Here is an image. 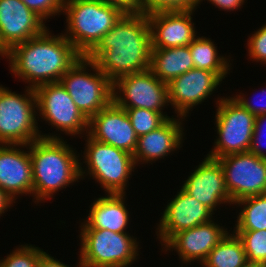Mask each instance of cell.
Masks as SVG:
<instances>
[{
	"mask_svg": "<svg viewBox=\"0 0 266 267\" xmlns=\"http://www.w3.org/2000/svg\"><path fill=\"white\" fill-rule=\"evenodd\" d=\"M107 4H111L121 8L126 13L139 12L140 0H101Z\"/></svg>",
	"mask_w": 266,
	"mask_h": 267,
	"instance_id": "obj_33",
	"label": "cell"
},
{
	"mask_svg": "<svg viewBox=\"0 0 266 267\" xmlns=\"http://www.w3.org/2000/svg\"><path fill=\"white\" fill-rule=\"evenodd\" d=\"M194 68L189 45L174 48H152L150 69L164 83Z\"/></svg>",
	"mask_w": 266,
	"mask_h": 267,
	"instance_id": "obj_23",
	"label": "cell"
},
{
	"mask_svg": "<svg viewBox=\"0 0 266 267\" xmlns=\"http://www.w3.org/2000/svg\"><path fill=\"white\" fill-rule=\"evenodd\" d=\"M210 39L196 37L190 44L189 50L194 63V68L212 71L222 79L228 74L230 65L227 59L219 57L217 48Z\"/></svg>",
	"mask_w": 266,
	"mask_h": 267,
	"instance_id": "obj_25",
	"label": "cell"
},
{
	"mask_svg": "<svg viewBox=\"0 0 266 267\" xmlns=\"http://www.w3.org/2000/svg\"><path fill=\"white\" fill-rule=\"evenodd\" d=\"M227 233L226 230L211 220L188 230L180 231L161 245H165L166 251L174 248L184 263L194 260L203 262L209 252Z\"/></svg>",
	"mask_w": 266,
	"mask_h": 267,
	"instance_id": "obj_19",
	"label": "cell"
},
{
	"mask_svg": "<svg viewBox=\"0 0 266 267\" xmlns=\"http://www.w3.org/2000/svg\"><path fill=\"white\" fill-rule=\"evenodd\" d=\"M192 11L157 12L148 15L152 48L189 45L196 36Z\"/></svg>",
	"mask_w": 266,
	"mask_h": 267,
	"instance_id": "obj_18",
	"label": "cell"
},
{
	"mask_svg": "<svg viewBox=\"0 0 266 267\" xmlns=\"http://www.w3.org/2000/svg\"><path fill=\"white\" fill-rule=\"evenodd\" d=\"M0 261V267H37L39 255L43 252L32 245H21Z\"/></svg>",
	"mask_w": 266,
	"mask_h": 267,
	"instance_id": "obj_30",
	"label": "cell"
},
{
	"mask_svg": "<svg viewBox=\"0 0 266 267\" xmlns=\"http://www.w3.org/2000/svg\"><path fill=\"white\" fill-rule=\"evenodd\" d=\"M241 240L248 262L266 264V230L235 231Z\"/></svg>",
	"mask_w": 266,
	"mask_h": 267,
	"instance_id": "obj_28",
	"label": "cell"
},
{
	"mask_svg": "<svg viewBox=\"0 0 266 267\" xmlns=\"http://www.w3.org/2000/svg\"><path fill=\"white\" fill-rule=\"evenodd\" d=\"M0 55L1 56H6V58H8L9 56V49L4 45L3 41L1 40L0 37Z\"/></svg>",
	"mask_w": 266,
	"mask_h": 267,
	"instance_id": "obj_40",
	"label": "cell"
},
{
	"mask_svg": "<svg viewBox=\"0 0 266 267\" xmlns=\"http://www.w3.org/2000/svg\"><path fill=\"white\" fill-rule=\"evenodd\" d=\"M222 78L212 71L193 68L167 84L168 103L177 111V117H186L190 108L201 104L220 84Z\"/></svg>",
	"mask_w": 266,
	"mask_h": 267,
	"instance_id": "obj_14",
	"label": "cell"
},
{
	"mask_svg": "<svg viewBox=\"0 0 266 267\" xmlns=\"http://www.w3.org/2000/svg\"><path fill=\"white\" fill-rule=\"evenodd\" d=\"M124 194H108L98 198L91 205L88 219L81 228L108 229L116 233H126L129 212L124 205Z\"/></svg>",
	"mask_w": 266,
	"mask_h": 267,
	"instance_id": "obj_22",
	"label": "cell"
},
{
	"mask_svg": "<svg viewBox=\"0 0 266 267\" xmlns=\"http://www.w3.org/2000/svg\"><path fill=\"white\" fill-rule=\"evenodd\" d=\"M201 0H140L139 12L146 16L157 12L192 11Z\"/></svg>",
	"mask_w": 266,
	"mask_h": 267,
	"instance_id": "obj_29",
	"label": "cell"
},
{
	"mask_svg": "<svg viewBox=\"0 0 266 267\" xmlns=\"http://www.w3.org/2000/svg\"><path fill=\"white\" fill-rule=\"evenodd\" d=\"M261 137H263V135H252V141L249 152L256 155L257 157L266 160V154H265L266 152H264L263 151L264 149L261 148V139H260Z\"/></svg>",
	"mask_w": 266,
	"mask_h": 267,
	"instance_id": "obj_37",
	"label": "cell"
},
{
	"mask_svg": "<svg viewBox=\"0 0 266 267\" xmlns=\"http://www.w3.org/2000/svg\"><path fill=\"white\" fill-rule=\"evenodd\" d=\"M79 267H127L138 256L136 239L108 229L81 228Z\"/></svg>",
	"mask_w": 266,
	"mask_h": 267,
	"instance_id": "obj_6",
	"label": "cell"
},
{
	"mask_svg": "<svg viewBox=\"0 0 266 267\" xmlns=\"http://www.w3.org/2000/svg\"><path fill=\"white\" fill-rule=\"evenodd\" d=\"M160 220L159 238L166 243L174 234L211 221L212 211L183 188L168 203Z\"/></svg>",
	"mask_w": 266,
	"mask_h": 267,
	"instance_id": "obj_16",
	"label": "cell"
},
{
	"mask_svg": "<svg viewBox=\"0 0 266 267\" xmlns=\"http://www.w3.org/2000/svg\"><path fill=\"white\" fill-rule=\"evenodd\" d=\"M113 101L121 108H142L163 113L162 107L168 103L167 83L159 80L150 68L125 75L113 83Z\"/></svg>",
	"mask_w": 266,
	"mask_h": 267,
	"instance_id": "obj_12",
	"label": "cell"
},
{
	"mask_svg": "<svg viewBox=\"0 0 266 267\" xmlns=\"http://www.w3.org/2000/svg\"><path fill=\"white\" fill-rule=\"evenodd\" d=\"M182 123L178 119L168 118L161 126L138 137L133 154L135 163L138 161H156L179 148L182 142Z\"/></svg>",
	"mask_w": 266,
	"mask_h": 267,
	"instance_id": "obj_21",
	"label": "cell"
},
{
	"mask_svg": "<svg viewBox=\"0 0 266 267\" xmlns=\"http://www.w3.org/2000/svg\"><path fill=\"white\" fill-rule=\"evenodd\" d=\"M46 29L43 19L22 0H0V37L9 50Z\"/></svg>",
	"mask_w": 266,
	"mask_h": 267,
	"instance_id": "obj_15",
	"label": "cell"
},
{
	"mask_svg": "<svg viewBox=\"0 0 266 267\" xmlns=\"http://www.w3.org/2000/svg\"><path fill=\"white\" fill-rule=\"evenodd\" d=\"M246 262L247 255L241 240L235 233H227L201 264L204 267H242Z\"/></svg>",
	"mask_w": 266,
	"mask_h": 267,
	"instance_id": "obj_24",
	"label": "cell"
},
{
	"mask_svg": "<svg viewBox=\"0 0 266 267\" xmlns=\"http://www.w3.org/2000/svg\"><path fill=\"white\" fill-rule=\"evenodd\" d=\"M136 135L139 137L141 135L147 134L154 129L161 126L168 118L167 115L161 112H156L152 110L142 109V108H124Z\"/></svg>",
	"mask_w": 266,
	"mask_h": 267,
	"instance_id": "obj_27",
	"label": "cell"
},
{
	"mask_svg": "<svg viewBox=\"0 0 266 267\" xmlns=\"http://www.w3.org/2000/svg\"><path fill=\"white\" fill-rule=\"evenodd\" d=\"M29 9L43 20L63 11L64 0H22Z\"/></svg>",
	"mask_w": 266,
	"mask_h": 267,
	"instance_id": "obj_31",
	"label": "cell"
},
{
	"mask_svg": "<svg viewBox=\"0 0 266 267\" xmlns=\"http://www.w3.org/2000/svg\"><path fill=\"white\" fill-rule=\"evenodd\" d=\"M232 204L266 193V160L248 152L218 158Z\"/></svg>",
	"mask_w": 266,
	"mask_h": 267,
	"instance_id": "obj_10",
	"label": "cell"
},
{
	"mask_svg": "<svg viewBox=\"0 0 266 267\" xmlns=\"http://www.w3.org/2000/svg\"><path fill=\"white\" fill-rule=\"evenodd\" d=\"M63 12L68 23L64 36L82 56H87L126 13L101 0H64Z\"/></svg>",
	"mask_w": 266,
	"mask_h": 267,
	"instance_id": "obj_4",
	"label": "cell"
},
{
	"mask_svg": "<svg viewBox=\"0 0 266 267\" xmlns=\"http://www.w3.org/2000/svg\"><path fill=\"white\" fill-rule=\"evenodd\" d=\"M266 121V114H260L255 117V125H254V130H253V135H262L263 132V124ZM266 123V122H265ZM266 131V130H264ZM264 135V133H263Z\"/></svg>",
	"mask_w": 266,
	"mask_h": 267,
	"instance_id": "obj_39",
	"label": "cell"
},
{
	"mask_svg": "<svg viewBox=\"0 0 266 267\" xmlns=\"http://www.w3.org/2000/svg\"><path fill=\"white\" fill-rule=\"evenodd\" d=\"M248 42L249 56L253 60L266 64V25L258 29V31L249 38Z\"/></svg>",
	"mask_w": 266,
	"mask_h": 267,
	"instance_id": "obj_32",
	"label": "cell"
},
{
	"mask_svg": "<svg viewBox=\"0 0 266 267\" xmlns=\"http://www.w3.org/2000/svg\"><path fill=\"white\" fill-rule=\"evenodd\" d=\"M86 66L96 73L85 72ZM60 82L88 120L113 101V83L87 56L78 59Z\"/></svg>",
	"mask_w": 266,
	"mask_h": 267,
	"instance_id": "obj_5",
	"label": "cell"
},
{
	"mask_svg": "<svg viewBox=\"0 0 266 267\" xmlns=\"http://www.w3.org/2000/svg\"><path fill=\"white\" fill-rule=\"evenodd\" d=\"M14 200L0 188V216L4 211L7 210L8 207L11 206Z\"/></svg>",
	"mask_w": 266,
	"mask_h": 267,
	"instance_id": "obj_38",
	"label": "cell"
},
{
	"mask_svg": "<svg viewBox=\"0 0 266 267\" xmlns=\"http://www.w3.org/2000/svg\"><path fill=\"white\" fill-rule=\"evenodd\" d=\"M216 127L219 135L207 156L221 158L248 152L255 125V115L243 108L233 97L217 101Z\"/></svg>",
	"mask_w": 266,
	"mask_h": 267,
	"instance_id": "obj_8",
	"label": "cell"
},
{
	"mask_svg": "<svg viewBox=\"0 0 266 267\" xmlns=\"http://www.w3.org/2000/svg\"><path fill=\"white\" fill-rule=\"evenodd\" d=\"M242 267H266L265 263L260 262H246Z\"/></svg>",
	"mask_w": 266,
	"mask_h": 267,
	"instance_id": "obj_41",
	"label": "cell"
},
{
	"mask_svg": "<svg viewBox=\"0 0 266 267\" xmlns=\"http://www.w3.org/2000/svg\"><path fill=\"white\" fill-rule=\"evenodd\" d=\"M262 93L264 94L265 91L264 89L262 90ZM266 95V94H264ZM238 96V97H237ZM234 99L245 109H247L250 113H252L253 115L257 116L260 114H266V103L263 106H258V105H252L248 100L245 99V97L240 96V95H236V98L234 97ZM257 104V103H256Z\"/></svg>",
	"mask_w": 266,
	"mask_h": 267,
	"instance_id": "obj_34",
	"label": "cell"
},
{
	"mask_svg": "<svg viewBox=\"0 0 266 267\" xmlns=\"http://www.w3.org/2000/svg\"><path fill=\"white\" fill-rule=\"evenodd\" d=\"M202 1V0H201ZM215 6L223 10L233 11L239 9L238 7L242 6L244 0H208Z\"/></svg>",
	"mask_w": 266,
	"mask_h": 267,
	"instance_id": "obj_36",
	"label": "cell"
},
{
	"mask_svg": "<svg viewBox=\"0 0 266 267\" xmlns=\"http://www.w3.org/2000/svg\"><path fill=\"white\" fill-rule=\"evenodd\" d=\"M87 136L84 157L88 173L102 184L108 194H125L129 175L136 166L133 155Z\"/></svg>",
	"mask_w": 266,
	"mask_h": 267,
	"instance_id": "obj_9",
	"label": "cell"
},
{
	"mask_svg": "<svg viewBox=\"0 0 266 267\" xmlns=\"http://www.w3.org/2000/svg\"><path fill=\"white\" fill-rule=\"evenodd\" d=\"M41 35L13 46L9 50L10 70L29 87L60 81L61 77L82 57L71 42L62 35Z\"/></svg>",
	"mask_w": 266,
	"mask_h": 267,
	"instance_id": "obj_2",
	"label": "cell"
},
{
	"mask_svg": "<svg viewBox=\"0 0 266 267\" xmlns=\"http://www.w3.org/2000/svg\"><path fill=\"white\" fill-rule=\"evenodd\" d=\"M34 91L40 116L58 131L60 129L75 136L88 130L89 120L77 108L60 81L40 85Z\"/></svg>",
	"mask_w": 266,
	"mask_h": 267,
	"instance_id": "obj_11",
	"label": "cell"
},
{
	"mask_svg": "<svg viewBox=\"0 0 266 267\" xmlns=\"http://www.w3.org/2000/svg\"><path fill=\"white\" fill-rule=\"evenodd\" d=\"M27 145L0 144V188L13 200L19 194H33V171L30 153L14 147Z\"/></svg>",
	"mask_w": 266,
	"mask_h": 267,
	"instance_id": "obj_20",
	"label": "cell"
},
{
	"mask_svg": "<svg viewBox=\"0 0 266 267\" xmlns=\"http://www.w3.org/2000/svg\"><path fill=\"white\" fill-rule=\"evenodd\" d=\"M33 171V194L42 201L70 183L82 178L83 172L76 152L56 135H41L29 145Z\"/></svg>",
	"mask_w": 266,
	"mask_h": 267,
	"instance_id": "obj_3",
	"label": "cell"
},
{
	"mask_svg": "<svg viewBox=\"0 0 266 267\" xmlns=\"http://www.w3.org/2000/svg\"><path fill=\"white\" fill-rule=\"evenodd\" d=\"M182 188L212 212L221 203H232L218 159L207 156L188 177Z\"/></svg>",
	"mask_w": 266,
	"mask_h": 267,
	"instance_id": "obj_17",
	"label": "cell"
},
{
	"mask_svg": "<svg viewBox=\"0 0 266 267\" xmlns=\"http://www.w3.org/2000/svg\"><path fill=\"white\" fill-rule=\"evenodd\" d=\"M88 128L94 140L134 154L138 136L125 109L114 101L89 119Z\"/></svg>",
	"mask_w": 266,
	"mask_h": 267,
	"instance_id": "obj_13",
	"label": "cell"
},
{
	"mask_svg": "<svg viewBox=\"0 0 266 267\" xmlns=\"http://www.w3.org/2000/svg\"><path fill=\"white\" fill-rule=\"evenodd\" d=\"M151 55L148 17L133 12L125 13L87 57L114 83L122 76L149 69Z\"/></svg>",
	"mask_w": 266,
	"mask_h": 267,
	"instance_id": "obj_1",
	"label": "cell"
},
{
	"mask_svg": "<svg viewBox=\"0 0 266 267\" xmlns=\"http://www.w3.org/2000/svg\"><path fill=\"white\" fill-rule=\"evenodd\" d=\"M26 92L22 96L0 86V144L29 145L41 138L35 91L28 86Z\"/></svg>",
	"mask_w": 266,
	"mask_h": 267,
	"instance_id": "obj_7",
	"label": "cell"
},
{
	"mask_svg": "<svg viewBox=\"0 0 266 267\" xmlns=\"http://www.w3.org/2000/svg\"><path fill=\"white\" fill-rule=\"evenodd\" d=\"M37 267H69L68 265L59 262L54 257L48 255L46 252H42L39 255Z\"/></svg>",
	"mask_w": 266,
	"mask_h": 267,
	"instance_id": "obj_35",
	"label": "cell"
},
{
	"mask_svg": "<svg viewBox=\"0 0 266 267\" xmlns=\"http://www.w3.org/2000/svg\"><path fill=\"white\" fill-rule=\"evenodd\" d=\"M244 205L237 217L234 231L266 230V193L246 197L235 202Z\"/></svg>",
	"mask_w": 266,
	"mask_h": 267,
	"instance_id": "obj_26",
	"label": "cell"
}]
</instances>
